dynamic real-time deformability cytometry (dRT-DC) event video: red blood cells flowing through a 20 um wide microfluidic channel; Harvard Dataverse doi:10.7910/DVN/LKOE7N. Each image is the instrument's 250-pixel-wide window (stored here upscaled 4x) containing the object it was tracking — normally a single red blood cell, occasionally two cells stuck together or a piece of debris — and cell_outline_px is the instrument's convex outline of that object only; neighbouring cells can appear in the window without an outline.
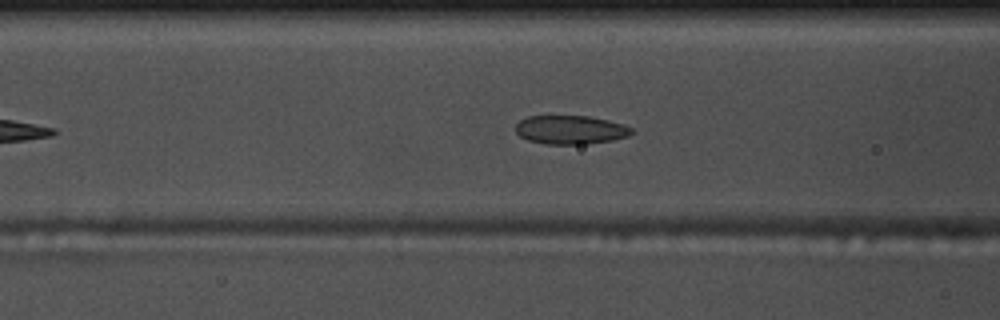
{"species": "common noctule bat (a hibernating species)", "species_latin": "Nyctalus noctula", "temperature_condition": "warm", "stored_images_in_passage": 42, "camera_frame_rate_fps": 3000, "um_per_image_px": 0.085, "animal": {"sex": "male", "body_mass_g": 17.5, "forearm_length_mm": 52.3}, "frame": {"image": 1, "passage_image": 13, "time_ms": 4.0, "image_size_px": [1000, 320], "cell_outline_px": [[632, 132], [628, 136], [612, 140], [584, 144], [544, 144], [528, 140], [520, 136], [516, 132], [516, 124], [520, 120], [528, 116], [588, 116], [608, 120], [624, 124], [632, 128]], "centroid_in_image_um": [48.48, 11.03], "position_along_channel_um": 118.1, "area_um2": 19.36}}
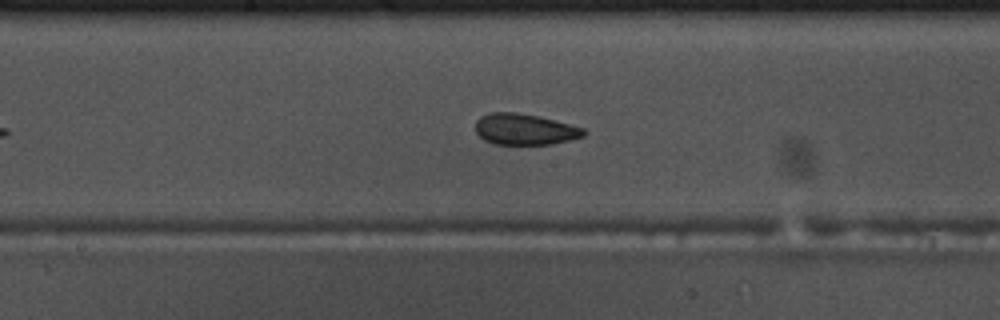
{"frame": {"image": 2, "passage_image": 20, "time_ms": 6.333, "image_size_px": [1000, 320], "cell_outline_px": [[588, 132], [584, 136], [552, 144], [496, 144], [484, 140], [476, 132], [476, 120], [480, 116], [488, 112], [516, 112], [536, 116], [584, 128]], "centroid_in_image_um": [44.57, 10.99], "position_along_channel_um": 203.6, "area_um2": 19.48}}
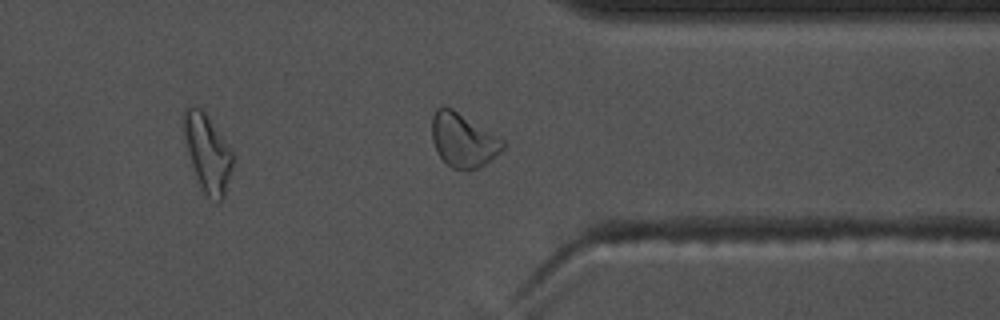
{"frame": {"image": 3, "passage_image": 34, "time_ms": 11.0, "image_size_px": [1000, 320], "cell_outline_px": [[504, 148], [480, 168], [452, 168], [440, 156], [432, 140], [432, 116], [436, 108], [444, 104], [452, 108], [504, 140]], "centroid_in_image_um": [39.34, 11.87], "position_along_channel_um": 372.1, "area_um2": 21.91}}